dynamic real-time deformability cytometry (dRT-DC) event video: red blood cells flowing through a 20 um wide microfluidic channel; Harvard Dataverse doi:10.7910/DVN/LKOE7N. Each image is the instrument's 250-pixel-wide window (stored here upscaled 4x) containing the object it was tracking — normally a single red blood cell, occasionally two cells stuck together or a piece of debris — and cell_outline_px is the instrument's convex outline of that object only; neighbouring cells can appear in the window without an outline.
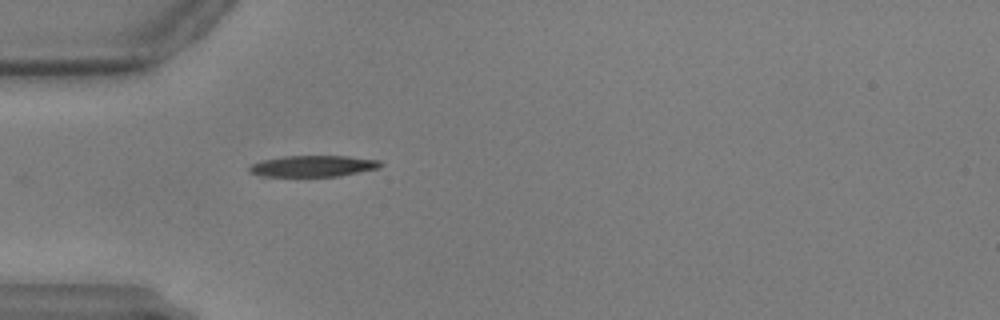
{"species": "common noctule bat (a hibernating species)", "species_latin": "Nyctalus noctula", "temperature_condition": "warm", "stored_images_in_passage": 33, "camera_frame_rate_fps": 3000, "um_per_image_px": 0.085, "animal": {"sex": "male", "body_mass_g": 17.9, "forearm_length_mm": 54.2}, "frame": {"image": 1, "passage_image": 3, "time_ms": 0.667, "image_size_px": [1000, 320], "cell_outline_px": [[384, 164], [380, 168], [340, 176], [260, 176], [248, 172], [248, 168], [252, 164], [260, 160], [284, 156], [348, 156], [380, 160]], "centroid_in_image_um": [26.62, 14.11], "position_along_channel_um": 58.4, "area_um2": 16.42}}
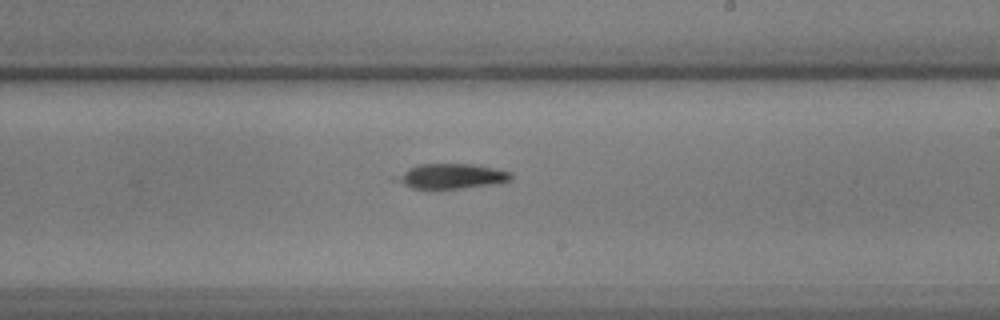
{"frame": {"image": 2, "passage_image": 20, "time_ms": 6.333, "image_size_px": [1000, 320], "cell_outline_px": [[512, 180], [492, 184], [460, 188], [412, 188], [392, 180], [388, 176], [408, 168], [420, 164], [472, 164], [512, 172]], "centroid_in_image_um": [38.24, 14.97], "position_along_channel_um": 250.8, "area_um2": 16.82}}
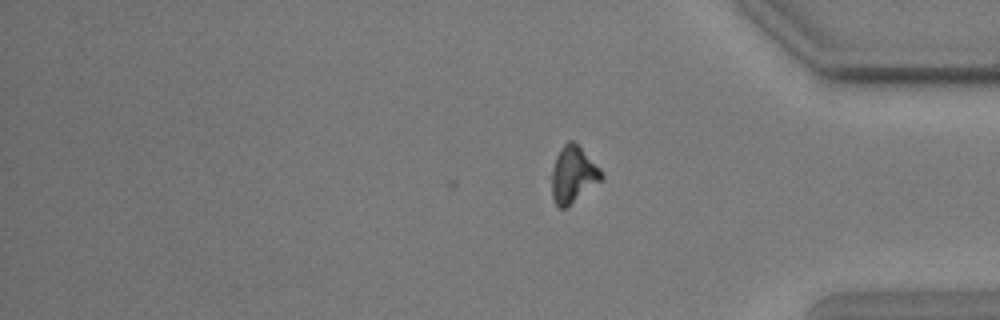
{"frame": {"image": 3, "passage_image": 33, "time_ms": 10.667, "image_size_px": [1000, 320], "cell_outline_px": [[604, 180], [564, 208], [560, 208], [556, 204], [552, 196], [552, 168], [556, 156], [560, 148], [568, 140], [572, 140], [600, 168], [604, 176]], "centroid_in_image_um": [48.73, 14.84], "position_along_channel_um": 386.5, "area_um2": 16.24}}